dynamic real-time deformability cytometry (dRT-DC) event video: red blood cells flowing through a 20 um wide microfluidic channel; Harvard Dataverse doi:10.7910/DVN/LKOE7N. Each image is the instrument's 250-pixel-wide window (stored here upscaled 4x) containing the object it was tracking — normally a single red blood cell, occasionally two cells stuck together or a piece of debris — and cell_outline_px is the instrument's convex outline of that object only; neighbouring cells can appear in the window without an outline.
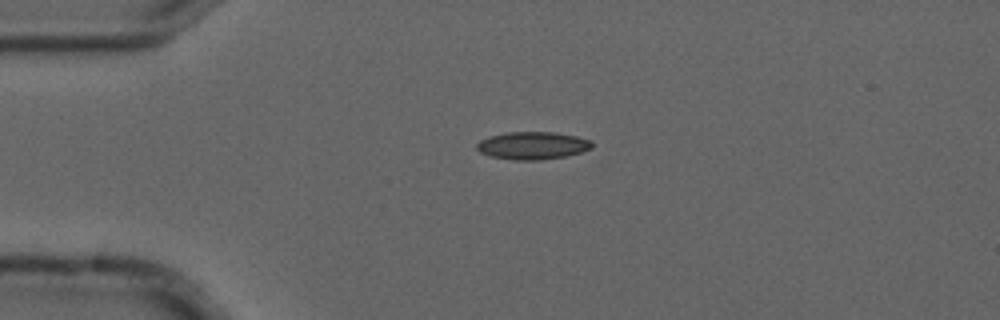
{"species": "common noctule bat (a hibernating species)", "species_latin": "Nyctalus noctula", "temperature_condition": "cold", "stored_images_in_passage": 3, "camera_frame_rate_fps": 3000, "um_per_image_px": 0.085, "animal": {"sex": "male", "forearm_length_mm": 52.5}, "frame": {"image": 1, "passage_image": 2, "time_ms": 0.333, "image_size_px": [1000, 320], "cell_outline_px": [[592, 148], [580, 152], [564, 156], [540, 160], [512, 160], [492, 156], [480, 152], [476, 148], [476, 144], [480, 140], [488, 136], [508, 132], [556, 132], [576, 136], [592, 140]], "centroid_in_image_um": [45.26, 12.36], "position_along_channel_um": 39.7, "area_um2": 18.55}}